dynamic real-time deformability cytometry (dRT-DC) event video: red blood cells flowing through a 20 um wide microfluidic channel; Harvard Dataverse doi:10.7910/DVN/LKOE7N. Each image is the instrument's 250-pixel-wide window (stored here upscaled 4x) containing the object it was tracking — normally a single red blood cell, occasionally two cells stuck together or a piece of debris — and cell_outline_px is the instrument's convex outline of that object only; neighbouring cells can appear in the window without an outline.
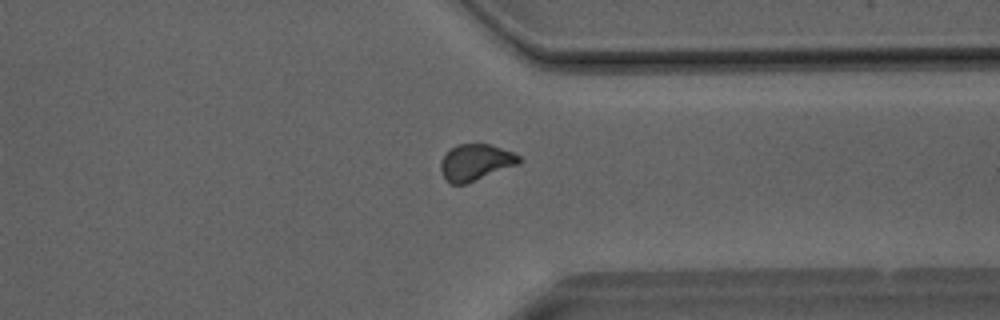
{"species": "Egyptian fruit bat (a non-hibernating species)", "species_latin": "Rousettus aegyptiacus", "temperature_condition": "room temperature", "stored_images_in_passage": 32, "camera_frame_rate_fps": 3000, "um_per_image_px": 0.085, "animal": {"sex": "male"}, "frame": {"image": 1, "passage_image": 28, "time_ms": 9.0, "image_size_px": [1000, 320], "cell_outline_px": [[520, 164], [464, 184], [452, 184], [444, 176], [440, 168], [440, 160], [456, 144], [488, 144], [512, 152], [520, 156]], "centroid_in_image_um": [40.43, 13.79], "position_along_channel_um": 371.0, "area_um2": 16.3}}